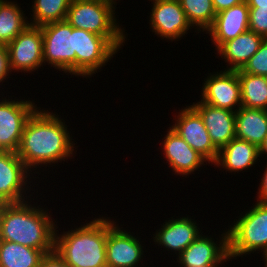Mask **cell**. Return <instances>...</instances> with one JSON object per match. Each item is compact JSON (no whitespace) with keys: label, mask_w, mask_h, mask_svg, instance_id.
Segmentation results:
<instances>
[{"label":"cell","mask_w":267,"mask_h":267,"mask_svg":"<svg viewBox=\"0 0 267 267\" xmlns=\"http://www.w3.org/2000/svg\"><path fill=\"white\" fill-rule=\"evenodd\" d=\"M194 216L186 214L184 217L176 216V218H167L164 223L161 224V228L156 229L154 232L152 242L158 249L163 247L164 252L170 251L172 257H178L196 238L202 233L203 229L201 225L195 220ZM201 227V230H200ZM174 252V253H173ZM176 254V256H175Z\"/></svg>","instance_id":"obj_16"},{"label":"cell","mask_w":267,"mask_h":267,"mask_svg":"<svg viewBox=\"0 0 267 267\" xmlns=\"http://www.w3.org/2000/svg\"><path fill=\"white\" fill-rule=\"evenodd\" d=\"M235 133L236 138L260 148L267 135V110L240 107L235 113Z\"/></svg>","instance_id":"obj_22"},{"label":"cell","mask_w":267,"mask_h":267,"mask_svg":"<svg viewBox=\"0 0 267 267\" xmlns=\"http://www.w3.org/2000/svg\"><path fill=\"white\" fill-rule=\"evenodd\" d=\"M3 94V95H2ZM8 96V99H7ZM0 94V151L17 153L21 143L25 124L33 112L38 108L32 98L22 99ZM14 99H12L13 97Z\"/></svg>","instance_id":"obj_8"},{"label":"cell","mask_w":267,"mask_h":267,"mask_svg":"<svg viewBox=\"0 0 267 267\" xmlns=\"http://www.w3.org/2000/svg\"><path fill=\"white\" fill-rule=\"evenodd\" d=\"M264 38L253 31H246L223 43L215 52L227 63L224 70H239L258 51Z\"/></svg>","instance_id":"obj_21"},{"label":"cell","mask_w":267,"mask_h":267,"mask_svg":"<svg viewBox=\"0 0 267 267\" xmlns=\"http://www.w3.org/2000/svg\"><path fill=\"white\" fill-rule=\"evenodd\" d=\"M24 12L17 1L0 0V45L9 44L29 26Z\"/></svg>","instance_id":"obj_23"},{"label":"cell","mask_w":267,"mask_h":267,"mask_svg":"<svg viewBox=\"0 0 267 267\" xmlns=\"http://www.w3.org/2000/svg\"><path fill=\"white\" fill-rule=\"evenodd\" d=\"M11 74H12V71L10 68L7 47L6 45H0V85H1L0 88L1 89L3 87L5 88V85L3 83L9 81L8 78H12L10 77L12 76Z\"/></svg>","instance_id":"obj_30"},{"label":"cell","mask_w":267,"mask_h":267,"mask_svg":"<svg viewBox=\"0 0 267 267\" xmlns=\"http://www.w3.org/2000/svg\"><path fill=\"white\" fill-rule=\"evenodd\" d=\"M258 157L260 153L256 145L235 137L219 151L213 165L218 167L219 171L225 170L226 174L229 172L235 175L236 172H248L246 170L255 167L256 163L261 162Z\"/></svg>","instance_id":"obj_20"},{"label":"cell","mask_w":267,"mask_h":267,"mask_svg":"<svg viewBox=\"0 0 267 267\" xmlns=\"http://www.w3.org/2000/svg\"><path fill=\"white\" fill-rule=\"evenodd\" d=\"M169 129H167L164 134L161 145V155L163 159H166L168 169H171L172 175L182 176L189 178V175L195 174V171H201L203 166H207L210 163L201 156L197 151L192 149L182 137H180L169 124ZM200 169V170H198Z\"/></svg>","instance_id":"obj_17"},{"label":"cell","mask_w":267,"mask_h":267,"mask_svg":"<svg viewBox=\"0 0 267 267\" xmlns=\"http://www.w3.org/2000/svg\"><path fill=\"white\" fill-rule=\"evenodd\" d=\"M10 68L15 72L31 75L44 69L43 34L41 27L29 25L6 45ZM42 67V68H41Z\"/></svg>","instance_id":"obj_11"},{"label":"cell","mask_w":267,"mask_h":267,"mask_svg":"<svg viewBox=\"0 0 267 267\" xmlns=\"http://www.w3.org/2000/svg\"><path fill=\"white\" fill-rule=\"evenodd\" d=\"M37 198L38 195L35 199L3 207L0 212V241L14 242L45 253L54 250L55 230L59 228V222H56L57 217H52L51 208L49 210L47 206L44 208L33 201Z\"/></svg>","instance_id":"obj_2"},{"label":"cell","mask_w":267,"mask_h":267,"mask_svg":"<svg viewBox=\"0 0 267 267\" xmlns=\"http://www.w3.org/2000/svg\"><path fill=\"white\" fill-rule=\"evenodd\" d=\"M191 106L200 114L211 142L218 151L236 137V112L214 107L203 101L193 102Z\"/></svg>","instance_id":"obj_19"},{"label":"cell","mask_w":267,"mask_h":267,"mask_svg":"<svg viewBox=\"0 0 267 267\" xmlns=\"http://www.w3.org/2000/svg\"><path fill=\"white\" fill-rule=\"evenodd\" d=\"M6 205L3 199L0 198V212L2 211L3 207Z\"/></svg>","instance_id":"obj_37"},{"label":"cell","mask_w":267,"mask_h":267,"mask_svg":"<svg viewBox=\"0 0 267 267\" xmlns=\"http://www.w3.org/2000/svg\"><path fill=\"white\" fill-rule=\"evenodd\" d=\"M50 109L38 107L29 117L17 151L18 157L35 177V174L39 176L47 171V167L49 170L55 164L74 159L78 148L64 117Z\"/></svg>","instance_id":"obj_1"},{"label":"cell","mask_w":267,"mask_h":267,"mask_svg":"<svg viewBox=\"0 0 267 267\" xmlns=\"http://www.w3.org/2000/svg\"><path fill=\"white\" fill-rule=\"evenodd\" d=\"M30 6L29 25L43 26L48 23L66 20L71 0H33ZM30 19V20H29Z\"/></svg>","instance_id":"obj_26"},{"label":"cell","mask_w":267,"mask_h":267,"mask_svg":"<svg viewBox=\"0 0 267 267\" xmlns=\"http://www.w3.org/2000/svg\"><path fill=\"white\" fill-rule=\"evenodd\" d=\"M252 205L227 226L231 262L236 257L239 259L259 252L263 254L267 250V203L256 202Z\"/></svg>","instance_id":"obj_4"},{"label":"cell","mask_w":267,"mask_h":267,"mask_svg":"<svg viewBox=\"0 0 267 267\" xmlns=\"http://www.w3.org/2000/svg\"><path fill=\"white\" fill-rule=\"evenodd\" d=\"M33 179L40 177L32 175L17 153L0 151V198L6 204L22 203L31 199L36 192L33 189L34 185L39 186Z\"/></svg>","instance_id":"obj_9"},{"label":"cell","mask_w":267,"mask_h":267,"mask_svg":"<svg viewBox=\"0 0 267 267\" xmlns=\"http://www.w3.org/2000/svg\"><path fill=\"white\" fill-rule=\"evenodd\" d=\"M114 0H71L66 21L73 27L103 37H128L116 17Z\"/></svg>","instance_id":"obj_5"},{"label":"cell","mask_w":267,"mask_h":267,"mask_svg":"<svg viewBox=\"0 0 267 267\" xmlns=\"http://www.w3.org/2000/svg\"><path fill=\"white\" fill-rule=\"evenodd\" d=\"M249 30L267 38V8H249Z\"/></svg>","instance_id":"obj_29"},{"label":"cell","mask_w":267,"mask_h":267,"mask_svg":"<svg viewBox=\"0 0 267 267\" xmlns=\"http://www.w3.org/2000/svg\"><path fill=\"white\" fill-rule=\"evenodd\" d=\"M107 215L106 260L107 267H139L145 259L146 247L141 236L124 229L122 224ZM145 247V248H144ZM145 250V252H144ZM141 267V266H140Z\"/></svg>","instance_id":"obj_10"},{"label":"cell","mask_w":267,"mask_h":267,"mask_svg":"<svg viewBox=\"0 0 267 267\" xmlns=\"http://www.w3.org/2000/svg\"><path fill=\"white\" fill-rule=\"evenodd\" d=\"M127 40V37H103L75 28L76 77H94L122 50Z\"/></svg>","instance_id":"obj_6"},{"label":"cell","mask_w":267,"mask_h":267,"mask_svg":"<svg viewBox=\"0 0 267 267\" xmlns=\"http://www.w3.org/2000/svg\"><path fill=\"white\" fill-rule=\"evenodd\" d=\"M244 1L245 0H212L216 13L224 9L231 8L232 6L238 5Z\"/></svg>","instance_id":"obj_33"},{"label":"cell","mask_w":267,"mask_h":267,"mask_svg":"<svg viewBox=\"0 0 267 267\" xmlns=\"http://www.w3.org/2000/svg\"><path fill=\"white\" fill-rule=\"evenodd\" d=\"M261 256V258H263L262 261L264 262V267H267V250Z\"/></svg>","instance_id":"obj_36"},{"label":"cell","mask_w":267,"mask_h":267,"mask_svg":"<svg viewBox=\"0 0 267 267\" xmlns=\"http://www.w3.org/2000/svg\"><path fill=\"white\" fill-rule=\"evenodd\" d=\"M249 8H267V0H245Z\"/></svg>","instance_id":"obj_34"},{"label":"cell","mask_w":267,"mask_h":267,"mask_svg":"<svg viewBox=\"0 0 267 267\" xmlns=\"http://www.w3.org/2000/svg\"><path fill=\"white\" fill-rule=\"evenodd\" d=\"M237 72L267 77V38L262 40L258 51Z\"/></svg>","instance_id":"obj_28"},{"label":"cell","mask_w":267,"mask_h":267,"mask_svg":"<svg viewBox=\"0 0 267 267\" xmlns=\"http://www.w3.org/2000/svg\"><path fill=\"white\" fill-rule=\"evenodd\" d=\"M259 153H260L259 158H263L265 156L264 158L267 159V156H266L267 155V135L265 136L263 144L259 148Z\"/></svg>","instance_id":"obj_35"},{"label":"cell","mask_w":267,"mask_h":267,"mask_svg":"<svg viewBox=\"0 0 267 267\" xmlns=\"http://www.w3.org/2000/svg\"><path fill=\"white\" fill-rule=\"evenodd\" d=\"M186 18L198 35L206 32L216 16L212 0H179Z\"/></svg>","instance_id":"obj_27"},{"label":"cell","mask_w":267,"mask_h":267,"mask_svg":"<svg viewBox=\"0 0 267 267\" xmlns=\"http://www.w3.org/2000/svg\"><path fill=\"white\" fill-rule=\"evenodd\" d=\"M225 228L219 233V239L215 237L217 241L203 232L176 258L179 267H222L228 264V233Z\"/></svg>","instance_id":"obj_12"},{"label":"cell","mask_w":267,"mask_h":267,"mask_svg":"<svg viewBox=\"0 0 267 267\" xmlns=\"http://www.w3.org/2000/svg\"><path fill=\"white\" fill-rule=\"evenodd\" d=\"M265 170L263 171V175L261 176V182L259 184L258 187V192H257V202H263V203H267V162L265 165Z\"/></svg>","instance_id":"obj_32"},{"label":"cell","mask_w":267,"mask_h":267,"mask_svg":"<svg viewBox=\"0 0 267 267\" xmlns=\"http://www.w3.org/2000/svg\"><path fill=\"white\" fill-rule=\"evenodd\" d=\"M175 111L176 113H173L175 119L172 122L174 124L171 125V128L212 166L218 158L219 151L211 142L200 114L191 105H186L178 112Z\"/></svg>","instance_id":"obj_14"},{"label":"cell","mask_w":267,"mask_h":267,"mask_svg":"<svg viewBox=\"0 0 267 267\" xmlns=\"http://www.w3.org/2000/svg\"><path fill=\"white\" fill-rule=\"evenodd\" d=\"M39 267H70L61 256L55 251L45 253Z\"/></svg>","instance_id":"obj_31"},{"label":"cell","mask_w":267,"mask_h":267,"mask_svg":"<svg viewBox=\"0 0 267 267\" xmlns=\"http://www.w3.org/2000/svg\"><path fill=\"white\" fill-rule=\"evenodd\" d=\"M202 84L199 101L234 112L242 107L237 70L210 72Z\"/></svg>","instance_id":"obj_15"},{"label":"cell","mask_w":267,"mask_h":267,"mask_svg":"<svg viewBox=\"0 0 267 267\" xmlns=\"http://www.w3.org/2000/svg\"><path fill=\"white\" fill-rule=\"evenodd\" d=\"M43 34L44 66L76 77L75 28L66 20L40 26Z\"/></svg>","instance_id":"obj_7"},{"label":"cell","mask_w":267,"mask_h":267,"mask_svg":"<svg viewBox=\"0 0 267 267\" xmlns=\"http://www.w3.org/2000/svg\"><path fill=\"white\" fill-rule=\"evenodd\" d=\"M45 252L10 241H0V267H39Z\"/></svg>","instance_id":"obj_24"},{"label":"cell","mask_w":267,"mask_h":267,"mask_svg":"<svg viewBox=\"0 0 267 267\" xmlns=\"http://www.w3.org/2000/svg\"><path fill=\"white\" fill-rule=\"evenodd\" d=\"M152 9L149 15L150 31L161 37L166 42L180 41L191 32L185 12L179 0H155L151 1ZM190 31V32H189Z\"/></svg>","instance_id":"obj_13"},{"label":"cell","mask_w":267,"mask_h":267,"mask_svg":"<svg viewBox=\"0 0 267 267\" xmlns=\"http://www.w3.org/2000/svg\"><path fill=\"white\" fill-rule=\"evenodd\" d=\"M249 30V6L244 1L216 13L208 34L216 51L223 43Z\"/></svg>","instance_id":"obj_18"},{"label":"cell","mask_w":267,"mask_h":267,"mask_svg":"<svg viewBox=\"0 0 267 267\" xmlns=\"http://www.w3.org/2000/svg\"><path fill=\"white\" fill-rule=\"evenodd\" d=\"M103 216L95 215L68 231L55 230L54 250L70 267H107V217Z\"/></svg>","instance_id":"obj_3"},{"label":"cell","mask_w":267,"mask_h":267,"mask_svg":"<svg viewBox=\"0 0 267 267\" xmlns=\"http://www.w3.org/2000/svg\"><path fill=\"white\" fill-rule=\"evenodd\" d=\"M242 107L267 110V77L238 72Z\"/></svg>","instance_id":"obj_25"}]
</instances>
